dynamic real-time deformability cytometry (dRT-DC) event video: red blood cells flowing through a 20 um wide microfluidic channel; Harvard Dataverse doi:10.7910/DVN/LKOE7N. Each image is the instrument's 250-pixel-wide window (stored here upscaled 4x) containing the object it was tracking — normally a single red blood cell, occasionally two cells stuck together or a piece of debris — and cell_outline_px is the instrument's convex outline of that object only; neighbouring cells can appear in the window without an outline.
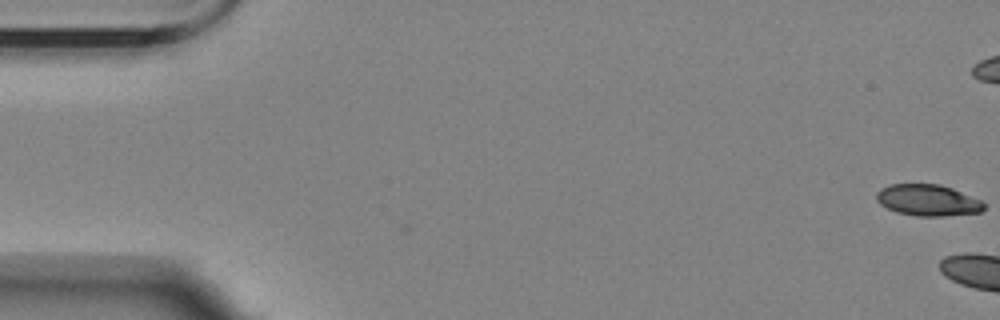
{"species": "Egyptian fruit bat (a non-hibernating species)", "species_latin": "Rousettus aegyptiacus", "temperature_condition": "room temperature", "stored_images_in_passage": 3, "camera_frame_rate_fps": 3000, "um_per_image_px": 0.085, "animal": {"sex": "female"}, "frame": {"image": 1, "passage_image": 1, "time_ms": 0.0, "image_size_px": [1000, 320], "cell_outline_px": [[984, 208], [980, 212], [944, 216], [916, 216], [896, 212], [880, 204], [876, 200], [876, 192], [880, 188], [892, 184], [940, 184], [952, 188], [980, 200], [984, 204]], "centroid_in_image_um": [78.83, 17.02], "position_along_channel_um": 6.2, "area_um2": 19.59}}